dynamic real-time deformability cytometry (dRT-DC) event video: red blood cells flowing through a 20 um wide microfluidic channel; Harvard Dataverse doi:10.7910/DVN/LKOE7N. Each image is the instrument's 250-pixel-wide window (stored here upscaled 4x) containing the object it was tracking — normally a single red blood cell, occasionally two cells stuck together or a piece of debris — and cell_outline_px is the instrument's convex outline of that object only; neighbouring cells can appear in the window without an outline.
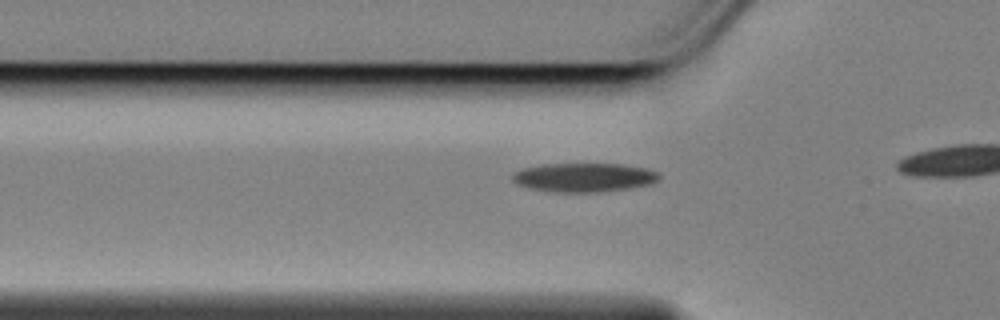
{"species": "Egyptian fruit bat (a non-hibernating species)", "species_latin": "Rousettus aegyptiacus", "temperature_condition": "cold", "stored_images_in_passage": 16, "camera_frame_rate_fps": 3000, "um_per_image_px": 0.085, "animal": {"sex": "female"}, "frame": {"image": 1, "passage_image": 10, "time_ms": 3.0, "image_size_px": [1000, 320], "cell_outline_px": [[660, 176], [652, 184], [628, 188], [596, 192], [556, 192], [532, 188], [520, 184], [512, 180], [512, 172], [524, 168], [540, 164], [624, 164], [648, 168], [656, 172]], "centroid_in_image_um": [49.65, 15.07], "position_along_channel_um": 76.2, "area_um2": 24.57}}
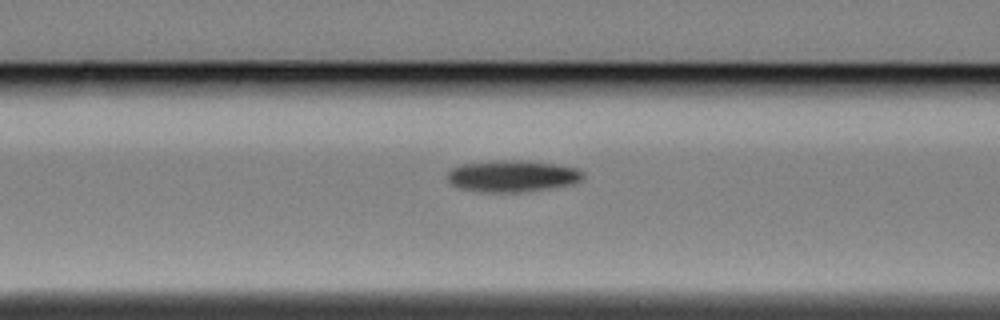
{"frame": {"image": 2, "passage_image": 14, "time_ms": 4.333, "image_size_px": [1000, 320], "cell_outline_px": [[584, 176], [580, 180], [572, 184], [548, 188], [516, 192], [480, 192], [460, 188], [452, 184], [448, 180], [448, 172], [452, 168], [460, 164], [496, 160], [520, 160], [556, 164], [576, 168], [584, 172]], "centroid_in_image_um": [43.53, 14.95], "position_along_channel_um": 123.1, "area_um2": 24.91}}